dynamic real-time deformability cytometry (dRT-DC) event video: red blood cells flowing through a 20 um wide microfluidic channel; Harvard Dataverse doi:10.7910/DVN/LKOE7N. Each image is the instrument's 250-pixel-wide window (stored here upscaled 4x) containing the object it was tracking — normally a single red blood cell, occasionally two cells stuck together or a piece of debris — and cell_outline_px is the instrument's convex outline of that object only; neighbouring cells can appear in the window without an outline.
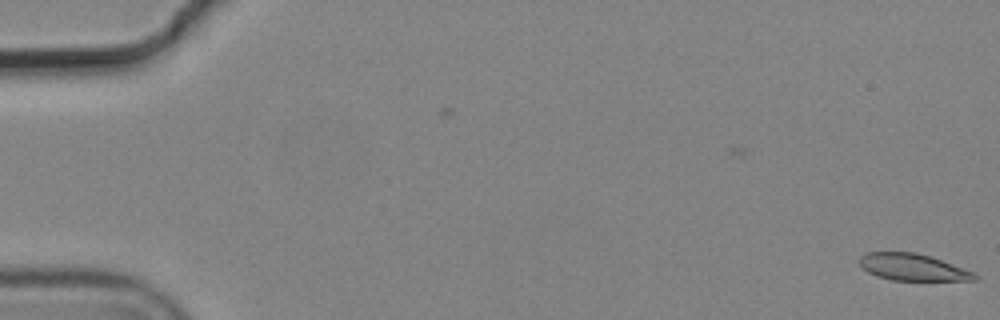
{"species": "common noctule bat (a hibernating species)", "species_latin": "Nyctalus noctula", "temperature_condition": "cold", "stored_images_in_passage": 5, "segment_of_instrument_passage": [2, 2], "camera_frame_rate_fps": 3000, "um_per_image_px": 0.085, "animal": {"sex": "male", "body_mass_g": 19.2, "forearm_length_mm": 51.8}, "frame": {"image": 1, "passage_image": 5, "time_ms": 1.333, "image_size_px": [1000, 320], "cell_outline_px": [[980, 276], [976, 280], [892, 280], [876, 276], [868, 272], [860, 264], [860, 256], [864, 252], [916, 252], [940, 260], [972, 272]], "centroid_in_image_um": [77.53, 22.71], "position_along_channel_um": 7.5, "area_um2": 17.69}}